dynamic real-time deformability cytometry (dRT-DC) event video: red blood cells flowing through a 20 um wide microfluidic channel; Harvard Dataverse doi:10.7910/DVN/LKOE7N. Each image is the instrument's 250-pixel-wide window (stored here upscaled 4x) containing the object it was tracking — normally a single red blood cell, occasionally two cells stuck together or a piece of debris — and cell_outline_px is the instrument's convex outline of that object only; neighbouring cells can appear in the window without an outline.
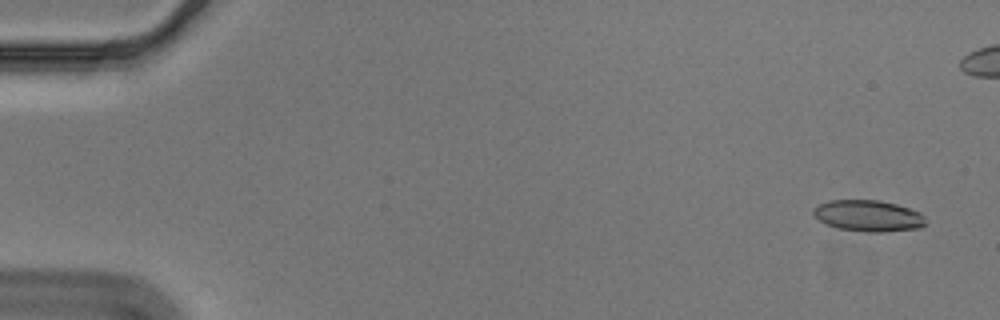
{"species": "Egyptian fruit bat (a non-hibernating species)", "species_latin": "Rousettus aegyptiacus", "temperature_condition": "cold", "stored_images_in_passage": 49, "camera_frame_rate_fps": 3000, "um_per_image_px": 0.085, "animal": {"sex": "male"}, "frame": {"image": 1, "passage_image": 1, "time_ms": 0.0, "image_size_px": [1000, 320], "cell_outline_px": [[924, 224], [920, 228], [884, 232], [864, 232], [836, 228], [820, 220], [812, 212], [812, 208], [828, 200], [880, 200], [896, 204], [920, 212], [924, 216]], "centroid_in_image_um": [73.8, 18.34], "position_along_channel_um": 11.2, "area_um2": 20.46}}
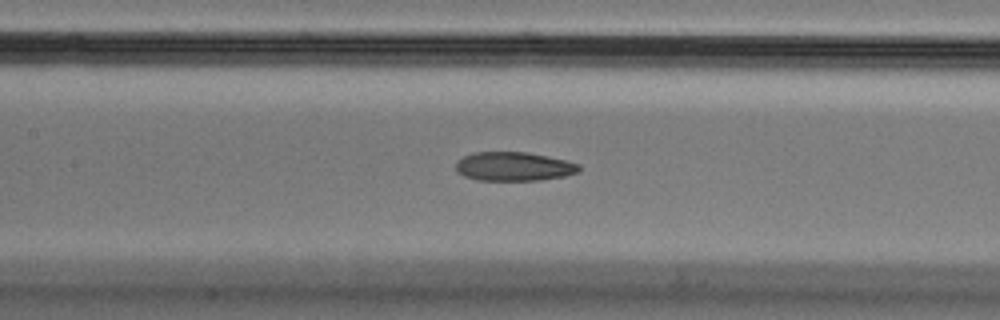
{"frame": {"image": 2, "passage_image": 25, "time_ms": 8.0, "image_size_px": [1000, 320], "cell_outline_px": [[580, 172], [564, 176], [540, 180], [476, 180], [464, 176], [456, 172], [456, 160], [472, 152], [528, 152], [564, 160], [580, 164]], "centroid_in_image_um": [43.64, 14.15], "position_along_channel_um": 163.8, "area_um2": 20.87}}
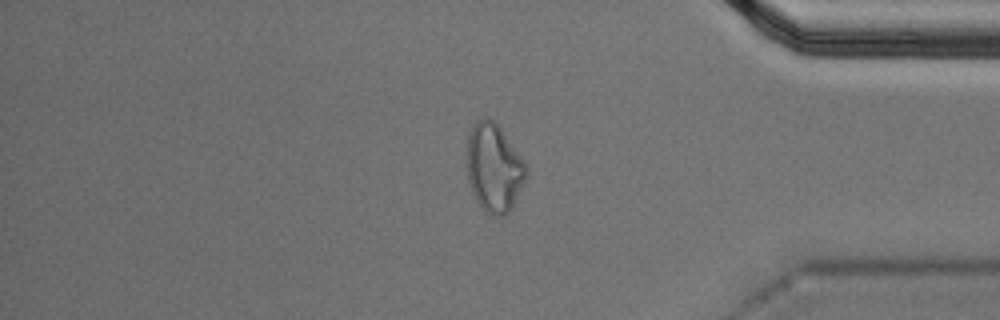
{"frame": {"image": 3, "passage_image": 46, "time_ms": 15.0, "image_size_px": [1000, 320], "cell_outline_px": [[528, 172], [512, 208], [504, 216], [492, 216], [484, 212], [476, 200], [472, 192], [468, 180], [468, 136], [472, 124], [476, 120], [488, 116], [500, 128], [524, 160], [528, 168]], "centroid_in_image_um": [41.99, 14.28], "position_along_channel_um": 393.2, "area_um2": 30.46}}